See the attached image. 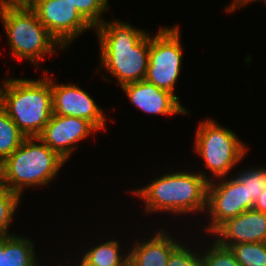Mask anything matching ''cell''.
Listing matches in <instances>:
<instances>
[{
  "label": "cell",
  "instance_id": "6da1fadb",
  "mask_svg": "<svg viewBox=\"0 0 266 266\" xmlns=\"http://www.w3.org/2000/svg\"><path fill=\"white\" fill-rule=\"evenodd\" d=\"M100 45L101 67L120 86L145 79L150 50V33L119 20L95 28Z\"/></svg>",
  "mask_w": 266,
  "mask_h": 266
},
{
  "label": "cell",
  "instance_id": "7a4b0ae2",
  "mask_svg": "<svg viewBox=\"0 0 266 266\" xmlns=\"http://www.w3.org/2000/svg\"><path fill=\"white\" fill-rule=\"evenodd\" d=\"M208 178L203 172H173L158 177L150 184L131 191L146 204V213L171 212L189 214L207 212Z\"/></svg>",
  "mask_w": 266,
  "mask_h": 266
},
{
  "label": "cell",
  "instance_id": "3957f363",
  "mask_svg": "<svg viewBox=\"0 0 266 266\" xmlns=\"http://www.w3.org/2000/svg\"><path fill=\"white\" fill-rule=\"evenodd\" d=\"M0 104L26 138H37L53 113L49 76L5 79L0 84Z\"/></svg>",
  "mask_w": 266,
  "mask_h": 266
},
{
  "label": "cell",
  "instance_id": "277c9868",
  "mask_svg": "<svg viewBox=\"0 0 266 266\" xmlns=\"http://www.w3.org/2000/svg\"><path fill=\"white\" fill-rule=\"evenodd\" d=\"M65 163L63 158L38 137L26 138L0 163L1 185L21 197L26 187L49 184Z\"/></svg>",
  "mask_w": 266,
  "mask_h": 266
},
{
  "label": "cell",
  "instance_id": "5b68a950",
  "mask_svg": "<svg viewBox=\"0 0 266 266\" xmlns=\"http://www.w3.org/2000/svg\"><path fill=\"white\" fill-rule=\"evenodd\" d=\"M0 19L12 55L19 61L26 59L36 66L44 54H55L57 47L63 49L28 4L0 6Z\"/></svg>",
  "mask_w": 266,
  "mask_h": 266
},
{
  "label": "cell",
  "instance_id": "8992f818",
  "mask_svg": "<svg viewBox=\"0 0 266 266\" xmlns=\"http://www.w3.org/2000/svg\"><path fill=\"white\" fill-rule=\"evenodd\" d=\"M195 136L194 150L204 160L214 180L225 179L232 168L244 158L247 145L233 131L211 118L201 121Z\"/></svg>",
  "mask_w": 266,
  "mask_h": 266
},
{
  "label": "cell",
  "instance_id": "52a82bcc",
  "mask_svg": "<svg viewBox=\"0 0 266 266\" xmlns=\"http://www.w3.org/2000/svg\"><path fill=\"white\" fill-rule=\"evenodd\" d=\"M179 33V26H174L160 28L154 37L150 34L149 64L144 79L172 94L183 59Z\"/></svg>",
  "mask_w": 266,
  "mask_h": 266
},
{
  "label": "cell",
  "instance_id": "ba28073f",
  "mask_svg": "<svg viewBox=\"0 0 266 266\" xmlns=\"http://www.w3.org/2000/svg\"><path fill=\"white\" fill-rule=\"evenodd\" d=\"M28 5L63 48H69L73 40L92 28L67 0H32Z\"/></svg>",
  "mask_w": 266,
  "mask_h": 266
},
{
  "label": "cell",
  "instance_id": "9c48e42d",
  "mask_svg": "<svg viewBox=\"0 0 266 266\" xmlns=\"http://www.w3.org/2000/svg\"><path fill=\"white\" fill-rule=\"evenodd\" d=\"M212 181L207 185L206 209L210 222L205 231L213 234L227 220L248 210V191L236 176L219 183Z\"/></svg>",
  "mask_w": 266,
  "mask_h": 266
},
{
  "label": "cell",
  "instance_id": "30bf717a",
  "mask_svg": "<svg viewBox=\"0 0 266 266\" xmlns=\"http://www.w3.org/2000/svg\"><path fill=\"white\" fill-rule=\"evenodd\" d=\"M52 112L58 116L83 118L90 121L98 131L105 128V115L94 98L75 84H55L50 79Z\"/></svg>",
  "mask_w": 266,
  "mask_h": 266
},
{
  "label": "cell",
  "instance_id": "8fae6325",
  "mask_svg": "<svg viewBox=\"0 0 266 266\" xmlns=\"http://www.w3.org/2000/svg\"><path fill=\"white\" fill-rule=\"evenodd\" d=\"M98 129L88 120L78 117L58 116L52 113L49 122L38 136L65 161H68L80 140ZM76 143V144H75ZM75 145V146H74Z\"/></svg>",
  "mask_w": 266,
  "mask_h": 266
},
{
  "label": "cell",
  "instance_id": "7c38bea8",
  "mask_svg": "<svg viewBox=\"0 0 266 266\" xmlns=\"http://www.w3.org/2000/svg\"><path fill=\"white\" fill-rule=\"evenodd\" d=\"M130 102L148 114L175 115L189 114L179 103V97L169 91L157 88L145 80L121 86Z\"/></svg>",
  "mask_w": 266,
  "mask_h": 266
},
{
  "label": "cell",
  "instance_id": "4fadbf2b",
  "mask_svg": "<svg viewBox=\"0 0 266 266\" xmlns=\"http://www.w3.org/2000/svg\"><path fill=\"white\" fill-rule=\"evenodd\" d=\"M223 247L238 243L266 242V214L250 209L227 220L214 233Z\"/></svg>",
  "mask_w": 266,
  "mask_h": 266
},
{
  "label": "cell",
  "instance_id": "5bb4252c",
  "mask_svg": "<svg viewBox=\"0 0 266 266\" xmlns=\"http://www.w3.org/2000/svg\"><path fill=\"white\" fill-rule=\"evenodd\" d=\"M150 239L136 242L128 252L130 266H167L171 253L180 245L165 230L154 233ZM174 239V240H173Z\"/></svg>",
  "mask_w": 266,
  "mask_h": 266
},
{
  "label": "cell",
  "instance_id": "9a60e30c",
  "mask_svg": "<svg viewBox=\"0 0 266 266\" xmlns=\"http://www.w3.org/2000/svg\"><path fill=\"white\" fill-rule=\"evenodd\" d=\"M34 244L28 238L13 233L4 235V251H0V266H40L34 252Z\"/></svg>",
  "mask_w": 266,
  "mask_h": 266
},
{
  "label": "cell",
  "instance_id": "2e32d148",
  "mask_svg": "<svg viewBox=\"0 0 266 266\" xmlns=\"http://www.w3.org/2000/svg\"><path fill=\"white\" fill-rule=\"evenodd\" d=\"M87 250L82 256L95 266H126L129 255L120 254L119 242L109 240Z\"/></svg>",
  "mask_w": 266,
  "mask_h": 266
},
{
  "label": "cell",
  "instance_id": "e0dca14e",
  "mask_svg": "<svg viewBox=\"0 0 266 266\" xmlns=\"http://www.w3.org/2000/svg\"><path fill=\"white\" fill-rule=\"evenodd\" d=\"M25 139L26 136L0 104V163L10 156Z\"/></svg>",
  "mask_w": 266,
  "mask_h": 266
},
{
  "label": "cell",
  "instance_id": "ac0fdd59",
  "mask_svg": "<svg viewBox=\"0 0 266 266\" xmlns=\"http://www.w3.org/2000/svg\"><path fill=\"white\" fill-rule=\"evenodd\" d=\"M229 248L240 266H266V242L238 243Z\"/></svg>",
  "mask_w": 266,
  "mask_h": 266
},
{
  "label": "cell",
  "instance_id": "d6986e66",
  "mask_svg": "<svg viewBox=\"0 0 266 266\" xmlns=\"http://www.w3.org/2000/svg\"><path fill=\"white\" fill-rule=\"evenodd\" d=\"M236 177L245 184L248 191V210L253 209L255 202L266 189V168L256 166L243 170Z\"/></svg>",
  "mask_w": 266,
  "mask_h": 266
},
{
  "label": "cell",
  "instance_id": "ffe728a7",
  "mask_svg": "<svg viewBox=\"0 0 266 266\" xmlns=\"http://www.w3.org/2000/svg\"><path fill=\"white\" fill-rule=\"evenodd\" d=\"M20 196L7 187L0 186V236L10 235L8 228L20 204Z\"/></svg>",
  "mask_w": 266,
  "mask_h": 266
},
{
  "label": "cell",
  "instance_id": "44dd1931",
  "mask_svg": "<svg viewBox=\"0 0 266 266\" xmlns=\"http://www.w3.org/2000/svg\"><path fill=\"white\" fill-rule=\"evenodd\" d=\"M79 14L94 28L104 22L101 19L103 12H108L109 0H67Z\"/></svg>",
  "mask_w": 266,
  "mask_h": 266
},
{
  "label": "cell",
  "instance_id": "7402d4cb",
  "mask_svg": "<svg viewBox=\"0 0 266 266\" xmlns=\"http://www.w3.org/2000/svg\"><path fill=\"white\" fill-rule=\"evenodd\" d=\"M204 255L200 252L201 266H240L235 255L228 247H223L216 240Z\"/></svg>",
  "mask_w": 266,
  "mask_h": 266
},
{
  "label": "cell",
  "instance_id": "603a6c76",
  "mask_svg": "<svg viewBox=\"0 0 266 266\" xmlns=\"http://www.w3.org/2000/svg\"><path fill=\"white\" fill-rule=\"evenodd\" d=\"M179 245L170 255L167 266H201L200 255L196 254V250ZM193 252V253H192Z\"/></svg>",
  "mask_w": 266,
  "mask_h": 266
},
{
  "label": "cell",
  "instance_id": "cb8c5ba5",
  "mask_svg": "<svg viewBox=\"0 0 266 266\" xmlns=\"http://www.w3.org/2000/svg\"><path fill=\"white\" fill-rule=\"evenodd\" d=\"M253 209L266 214V189L263 190L262 195L255 202Z\"/></svg>",
  "mask_w": 266,
  "mask_h": 266
},
{
  "label": "cell",
  "instance_id": "d4e9b609",
  "mask_svg": "<svg viewBox=\"0 0 266 266\" xmlns=\"http://www.w3.org/2000/svg\"><path fill=\"white\" fill-rule=\"evenodd\" d=\"M32 0H0V6L2 5H20L29 4Z\"/></svg>",
  "mask_w": 266,
  "mask_h": 266
},
{
  "label": "cell",
  "instance_id": "484cf974",
  "mask_svg": "<svg viewBox=\"0 0 266 266\" xmlns=\"http://www.w3.org/2000/svg\"><path fill=\"white\" fill-rule=\"evenodd\" d=\"M246 0H234L229 6H226L225 11L230 13L232 11H236L237 8L245 2Z\"/></svg>",
  "mask_w": 266,
  "mask_h": 266
},
{
  "label": "cell",
  "instance_id": "4316f807",
  "mask_svg": "<svg viewBox=\"0 0 266 266\" xmlns=\"http://www.w3.org/2000/svg\"><path fill=\"white\" fill-rule=\"evenodd\" d=\"M62 266V265H61ZM79 266H95L94 264L90 263L88 260H86L83 256L81 260L79 261Z\"/></svg>",
  "mask_w": 266,
  "mask_h": 266
},
{
  "label": "cell",
  "instance_id": "83f0119b",
  "mask_svg": "<svg viewBox=\"0 0 266 266\" xmlns=\"http://www.w3.org/2000/svg\"><path fill=\"white\" fill-rule=\"evenodd\" d=\"M0 251H4V235L0 236Z\"/></svg>",
  "mask_w": 266,
  "mask_h": 266
},
{
  "label": "cell",
  "instance_id": "f1b7e54d",
  "mask_svg": "<svg viewBox=\"0 0 266 266\" xmlns=\"http://www.w3.org/2000/svg\"><path fill=\"white\" fill-rule=\"evenodd\" d=\"M254 1H256V0H246L240 7H242V6H244V5H249V4H247V3H251V2H254ZM257 1H266V0H257Z\"/></svg>",
  "mask_w": 266,
  "mask_h": 266
}]
</instances>
